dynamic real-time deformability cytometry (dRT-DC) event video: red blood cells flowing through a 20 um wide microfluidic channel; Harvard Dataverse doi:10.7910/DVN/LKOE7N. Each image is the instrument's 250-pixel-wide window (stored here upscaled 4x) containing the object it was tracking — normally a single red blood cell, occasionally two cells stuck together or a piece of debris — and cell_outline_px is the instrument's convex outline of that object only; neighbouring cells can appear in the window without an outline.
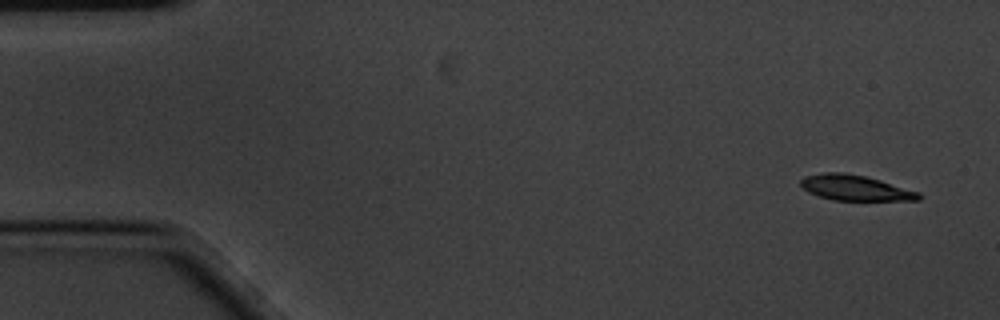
{"species": "common noctule bat (a hibernating species)", "species_latin": "Nyctalus noctula", "temperature_condition": "cold", "stored_images_in_passage": 6, "camera_frame_rate_fps": 3000, "um_per_image_px": 0.085, "animal": {"sex": "male", "body_mass_g": 20.1, "forearm_length_mm": 53.5}, "frame": {"image": 1, "passage_image": 1, "time_ms": 0.0, "image_size_px": [1000, 320], "cell_outline_px": [[920, 200], [832, 200], [808, 192], [800, 184], [800, 180], [804, 176], [824, 172], [844, 172], [864, 176], [880, 180], [920, 192]], "centroid_in_image_um": [72.67, 15.96], "position_along_channel_um": 12.3, "area_um2": 17.4}}
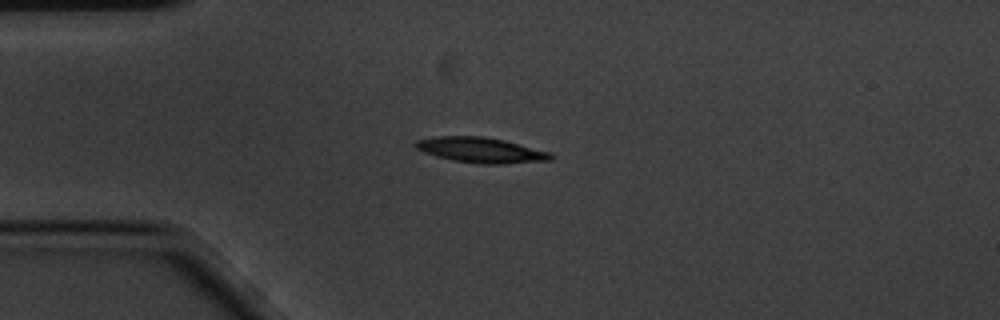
{"frame": {"image": 2, "passage_image": 4, "time_ms": 1.0, "image_size_px": [1000, 320], "cell_outline_px": [[552, 160], [504, 164], [480, 164], [452, 160], [436, 156], [424, 152], [416, 148], [412, 144], [416, 140], [436, 136], [484, 136], [504, 140], [548, 152], [552, 156]], "centroid_in_image_um": [40.82, 12.75], "position_along_channel_um": 44.2, "area_um2": 19.88}}
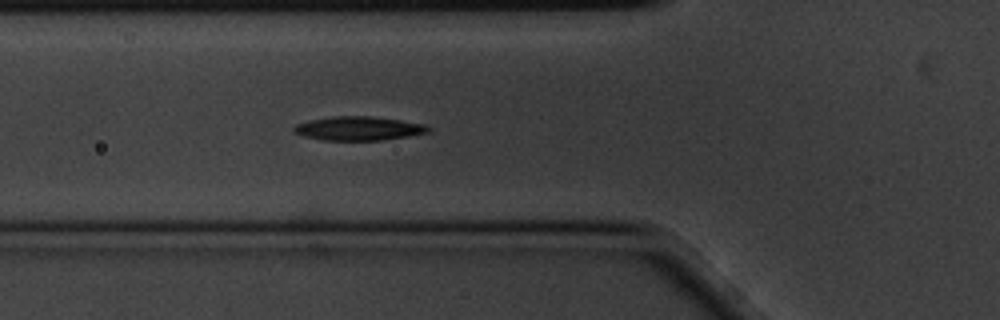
{"frame": {"image": 3, "passage_image": 6, "time_ms": 1.667, "image_size_px": [1000, 320], "cell_outline_px": [[432, 132], [408, 136], [380, 140], [320, 140], [304, 136], [292, 132], [292, 128], [296, 124], [308, 120], [332, 116], [372, 116], [400, 120], [424, 124], [432, 128]], "centroid_in_image_um": [30.47, 10.91], "position_along_channel_um": 95.3, "area_um2": 18.9}}